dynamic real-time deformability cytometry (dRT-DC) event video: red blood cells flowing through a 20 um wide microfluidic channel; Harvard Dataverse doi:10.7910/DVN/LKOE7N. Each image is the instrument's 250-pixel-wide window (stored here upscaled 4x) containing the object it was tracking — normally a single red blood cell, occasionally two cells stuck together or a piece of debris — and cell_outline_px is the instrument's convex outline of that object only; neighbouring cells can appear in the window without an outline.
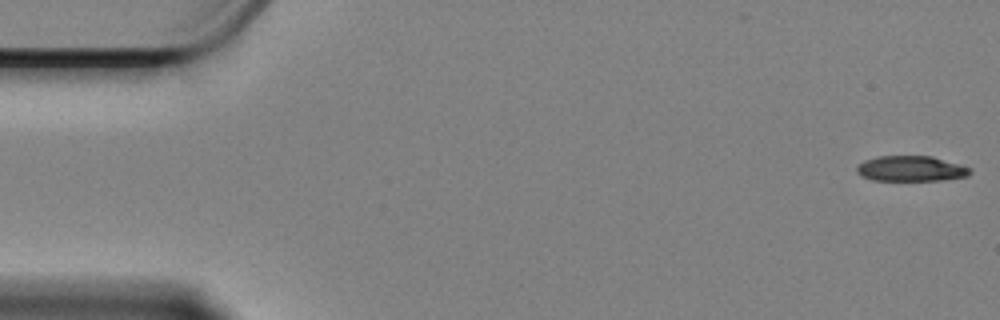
{"species": "Egyptian fruit bat (a non-hibernating species)", "species_latin": "Rousettus aegyptiacus", "temperature_condition": "cold", "stored_images_in_passage": 58, "camera_frame_rate_fps": 3000, "um_per_image_px": 0.085, "animal": {"sex": "female"}, "frame": {"image": 1, "passage_image": 1, "time_ms": 0.0, "image_size_px": [1000, 320], "cell_outline_px": [[972, 172], [968, 176], [940, 180], [872, 180], [860, 176], [856, 172], [856, 164], [864, 160], [876, 156], [932, 156], [960, 164], [972, 168]], "centroid_in_image_um": [77.4, 14.33], "position_along_channel_um": 7.6, "area_um2": 16.99}}
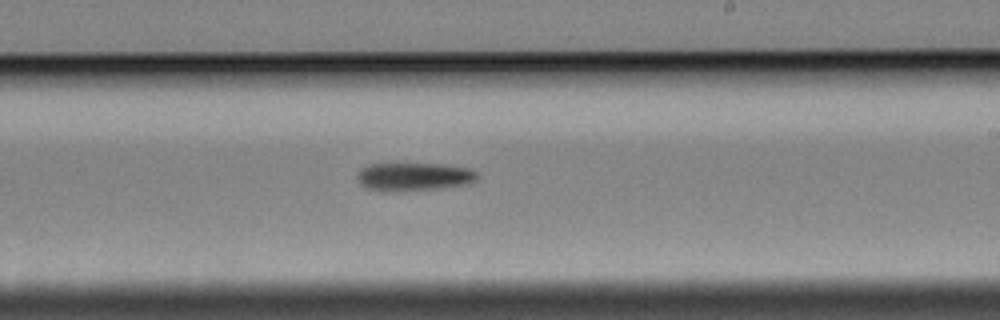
{"frame": {"image": 2, "passage_image": 34, "time_ms": 11.0, "image_size_px": [1000, 320], "cell_outline_px": [[480, 176], [476, 180], [468, 184], [440, 188], [396, 192], [380, 192], [364, 188], [360, 184], [356, 176], [360, 168], [368, 164], [392, 160], [396, 160], [444, 164], [468, 168], [476, 172]], "centroid_in_image_um": [35.08, 14.97], "position_along_channel_um": 253.9, "area_um2": 21.33}}
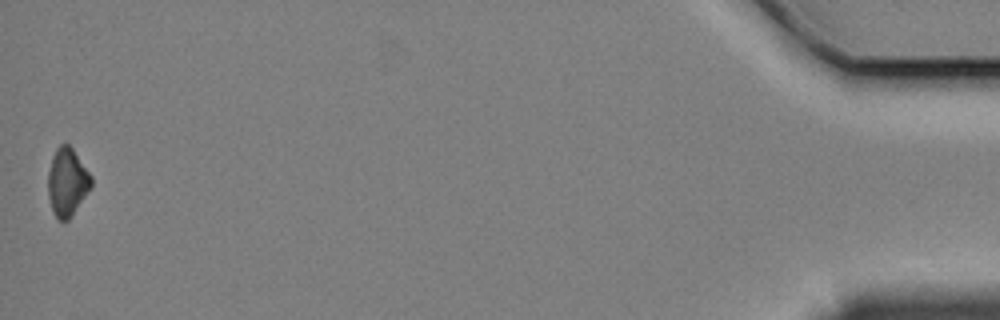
{"frame": {"image": 3, "passage_image": 58, "time_ms": 19.0, "image_size_px": [1000, 320], "cell_outline_px": [[92, 184], [72, 216], [68, 220], [60, 220], [52, 212], [48, 196], [48, 172], [52, 156], [56, 148], [60, 144], [68, 144], [72, 148], [92, 176]], "centroid_in_image_um": [5.69, 15.47], "position_along_channel_um": 429.5, "area_um2": 16.99}, "authors_computed_cell_mechanics": {"area_um2": 19.0162, "velocity_mm_per_s": 3.3815, "shape_relaxation_time_tau1_ms": 8.2939, "shape_relaxation_time_tau2_ms": null, "deformation_change_tau1": 0.1483, "deformation_change_tau2": null}}